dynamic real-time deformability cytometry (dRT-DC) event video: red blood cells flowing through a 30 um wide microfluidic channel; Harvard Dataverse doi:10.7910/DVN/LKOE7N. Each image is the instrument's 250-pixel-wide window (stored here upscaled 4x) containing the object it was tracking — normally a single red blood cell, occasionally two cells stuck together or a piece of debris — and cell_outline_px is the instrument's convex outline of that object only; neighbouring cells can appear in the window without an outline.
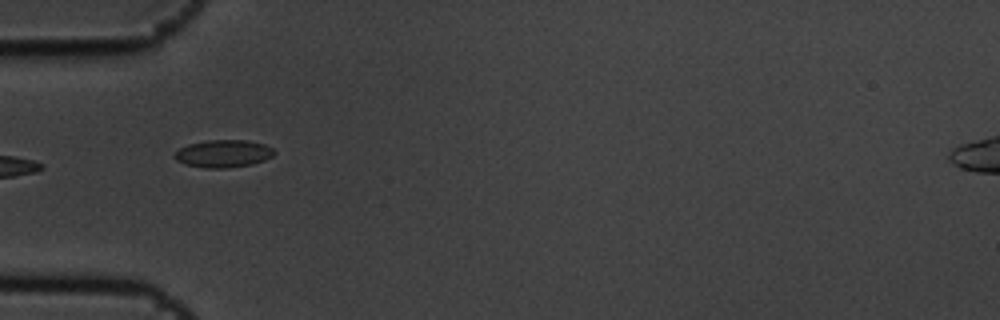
{"species": "common noctule bat (a hibernating species)", "species_latin": "Nyctalus noctula", "temperature_condition": "cold", "stored_images_in_passage": 10, "camera_frame_rate_fps": 3000, "um_per_image_px": 0.085, "animal": {"sex": "male", "body_mass_g": 19.5, "forearm_length_mm": 54.6}, "frame": {"image": 1, "passage_image": 4, "time_ms": 1.0, "image_size_px": [1000, 320], "cell_outline_px": [[276, 152], [272, 156], [264, 160], [252, 164], [228, 168], [204, 168], [184, 164], [176, 160], [172, 156], [180, 148], [188, 144], [208, 140], [248, 140], [264, 144], [272, 148]], "centroid_in_image_um": [18.97, 13.06], "position_along_channel_um": 66.0, "area_um2": 16.07}}
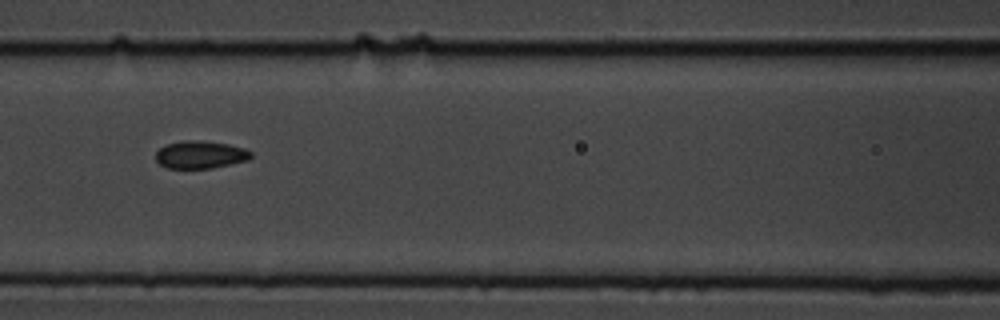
{"frame": {"image": 2, "passage_image": 6, "time_ms": 1.667, "image_size_px": [1000, 320], "cell_outline_px": [[252, 156], [248, 160], [232, 164], [212, 168], [168, 168], [160, 164], [156, 160], [156, 152], [160, 148], [168, 144], [184, 140], [200, 140], [228, 144], [244, 148], [252, 152]], "centroid_in_image_um": [17.05, 13.15], "position_along_channel_um": 149.5, "area_um2": 15.32}}
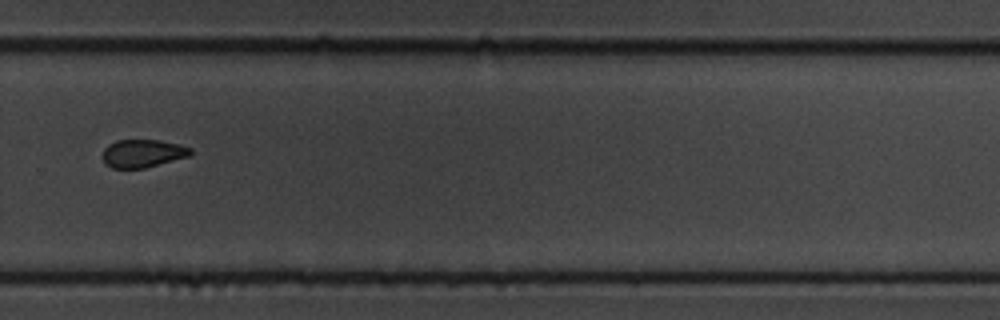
{"frame": {"image": 3, "passage_image": 10, "time_ms": 3.0, "image_size_px": [1000, 320], "cell_outline_px": [[192, 152], [188, 156], [144, 168], [112, 168], [104, 164], [104, 148], [108, 144], [116, 140], [160, 140], [180, 144], [192, 148]], "centroid_in_image_um": [12.13, 13.03], "position_along_channel_um": 317.7, "area_um2": 14.28}}